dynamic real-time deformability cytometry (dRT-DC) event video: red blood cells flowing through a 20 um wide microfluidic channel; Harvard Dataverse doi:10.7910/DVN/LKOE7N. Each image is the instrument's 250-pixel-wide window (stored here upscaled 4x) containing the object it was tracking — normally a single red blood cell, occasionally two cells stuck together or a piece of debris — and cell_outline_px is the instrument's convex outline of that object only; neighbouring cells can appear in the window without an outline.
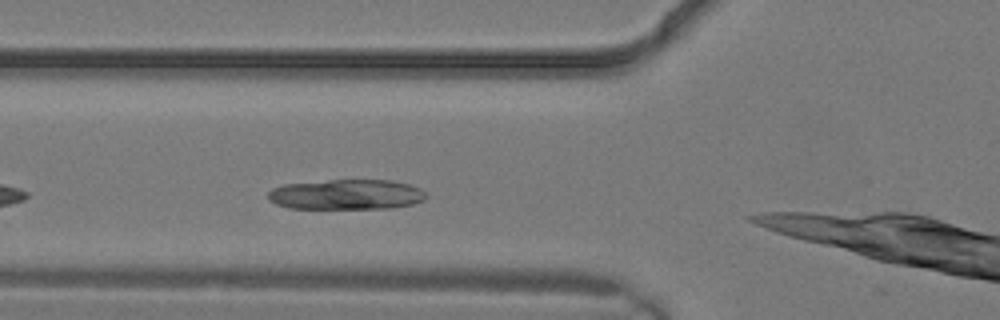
{"species": "common noctule bat (a hibernating species)", "species_latin": "Nyctalus noctula", "temperature_condition": "warm", "stored_images_in_passage": 5, "camera_frame_rate_fps": 3000, "um_per_image_px": 0.085, "animal": {"sex": "male", "body_mass_g": 19.2, "forearm_length_mm": 51.8}, "frame": {"image": 1, "passage_image": 3, "time_ms": 0.667, "image_size_px": [1000, 320], "cell_outline_px": [[428, 196], [424, 200], [412, 204], [392, 208], [288, 208], [276, 204], [268, 200], [268, 192], [272, 188], [284, 184], [328, 180], [392, 180], [408, 184], [420, 188]], "centroid_in_image_um": [29.44, 16.53], "position_along_channel_um": 96.4, "area_um2": 27.86}}